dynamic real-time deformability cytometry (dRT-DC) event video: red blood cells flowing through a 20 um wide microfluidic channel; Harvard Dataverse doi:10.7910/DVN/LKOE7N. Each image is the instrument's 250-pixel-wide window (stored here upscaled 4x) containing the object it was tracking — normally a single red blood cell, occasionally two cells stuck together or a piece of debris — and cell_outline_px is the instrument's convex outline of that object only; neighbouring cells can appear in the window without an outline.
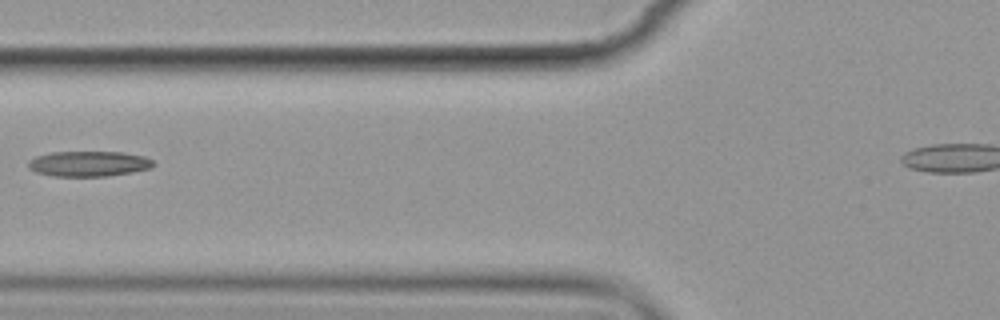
{"species": "common noctule bat (a hibernating species)", "species_latin": "Nyctalus noctula", "temperature_condition": "cold", "stored_images_in_passage": 3, "camera_frame_rate_fps": 3000, "um_per_image_px": 0.085, "animal": {"sex": "female", "body_mass_g": 19.9}, "frame": {"image": 1, "passage_image": 3, "time_ms": 3.333, "image_size_px": [1000, 320], "cell_outline_px": [[156, 164], [148, 168], [132, 172], [108, 176], [52, 176], [36, 172], [28, 168], [28, 160], [36, 156], [52, 152], [124, 152], [144, 156], [152, 160]], "centroid_in_image_um": [7.52, 13.91], "position_along_channel_um": 118.3, "area_um2": 18.5}}